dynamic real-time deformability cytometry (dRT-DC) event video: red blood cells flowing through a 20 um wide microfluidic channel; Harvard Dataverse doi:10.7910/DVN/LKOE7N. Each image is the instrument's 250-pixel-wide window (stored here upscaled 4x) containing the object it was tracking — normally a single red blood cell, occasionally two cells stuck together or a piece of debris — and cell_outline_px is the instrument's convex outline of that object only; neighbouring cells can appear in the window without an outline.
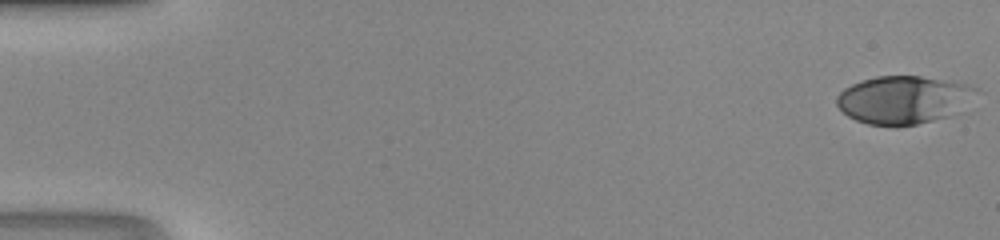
{"species": "human", "species_latin": "Homo sapiens", "temperature_condition": "room temperature", "stored_images_in_passage": 48, "camera_frame_rate_fps": 3000, "um_per_image_px": 0.085, "donor": {"sex": "male"}, "frame": {"image": 1, "passage_image": 1, "time_ms": 0.0, "image_size_px": [1000, 240], "cell_outline_px": [[976, 88], [944, 116], [932, 120], [916, 124], [896, 128], [868, 124], [856, 120], [848, 116], [836, 104], [836, 96], [844, 88], [852, 84], [876, 76], [920, 76], [952, 80], [968, 84]], "centroid_in_image_um": [76.6, 8.47], "position_along_channel_um": 8.4, "area_um2": 37.74}}
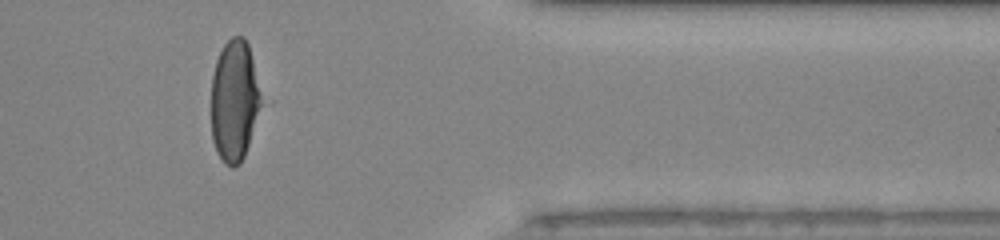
{"frame": {"image": 2, "passage_image": 40, "time_ms": 13.0, "image_size_px": [1000, 240], "cell_outline_px": [[272, 100], [240, 164], [232, 168], [224, 164], [216, 152], [212, 140], [212, 76], [216, 60], [224, 44], [232, 36], [244, 36], [248, 44]], "centroid_in_image_um": [20.12, 8.57], "position_along_channel_um": 391.3, "area_um2": 39.02}}
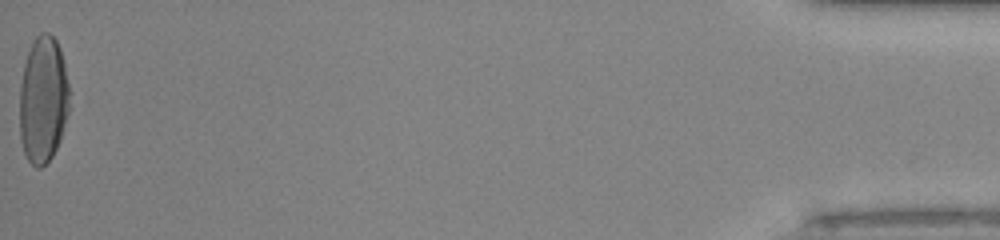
{"frame": {"image": 3, "passage_image": 48, "time_ms": 15.667, "image_size_px": [1000, 240], "cell_outline_px": [[72, 92], [68, 112], [60, 140], [52, 156], [40, 168], [36, 168], [28, 160], [24, 152], [20, 140], [20, 84], [24, 64], [32, 40], [40, 32], [48, 32], [56, 40], [60, 48], [64, 60]], "centroid_in_image_um": [3.69, 8.44], "position_along_channel_um": 431.5, "area_um2": 37.51}}